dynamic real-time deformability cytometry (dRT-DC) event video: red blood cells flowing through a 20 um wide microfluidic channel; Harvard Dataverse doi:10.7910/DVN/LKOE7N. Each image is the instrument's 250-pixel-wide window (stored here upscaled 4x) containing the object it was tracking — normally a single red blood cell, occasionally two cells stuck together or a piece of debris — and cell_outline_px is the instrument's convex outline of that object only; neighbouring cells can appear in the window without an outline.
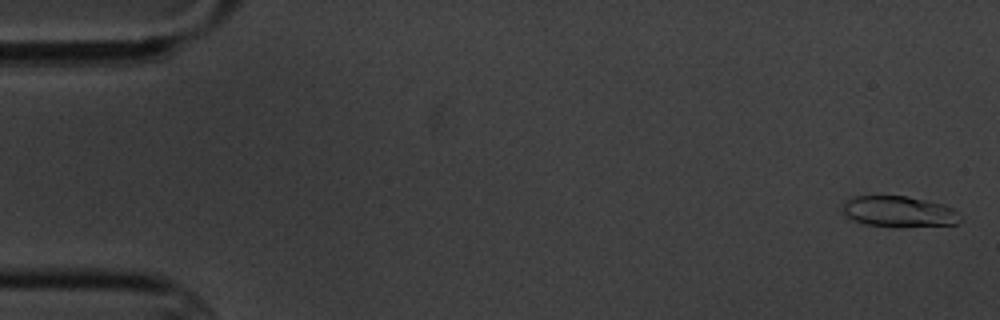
{"species": "common noctule bat (a hibernating species)", "species_latin": "Nyctalus noctula", "temperature_condition": "cold", "stored_images_in_passage": 9, "camera_frame_rate_fps": 3000, "um_per_image_px": 0.085, "animal": {"sex": "male", "body_mass_g": 20.1, "forearm_length_mm": 53.5}, "frame": {"image": 1, "passage_image": 1, "time_ms": 0.0, "image_size_px": [1000, 320], "cell_outline_px": [[960, 220], [956, 224], [896, 228], [868, 224], [852, 220], [844, 216], [844, 204], [848, 200], [856, 196], [908, 196], [944, 204], [952, 208]], "centroid_in_image_um": [76.4, 18.0], "position_along_channel_um": 8.6, "area_um2": 21.15}}
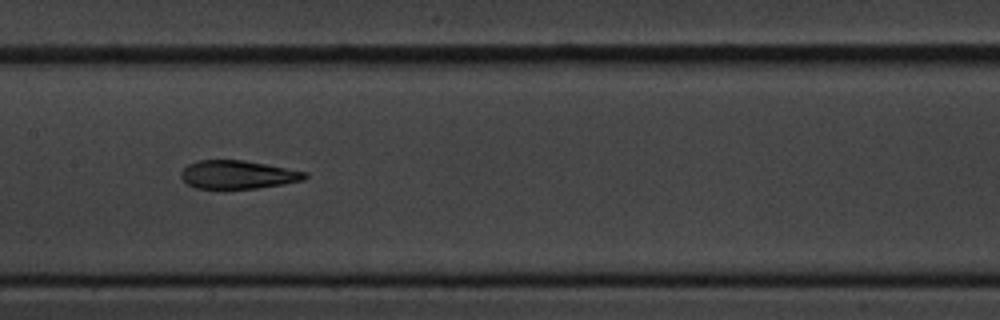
{"frame": {"image": 2, "passage_image": 8, "time_ms": 9.0, "image_size_px": [1000, 320], "cell_outline_px": [[308, 176], [304, 180], [284, 184], [256, 188], [196, 188], [188, 184], [180, 176], [180, 172], [188, 164], [196, 160], [244, 160], [308, 172]], "centroid_in_image_um": [20.22, 14.83], "position_along_channel_um": 187.2, "area_um2": 20.4}}
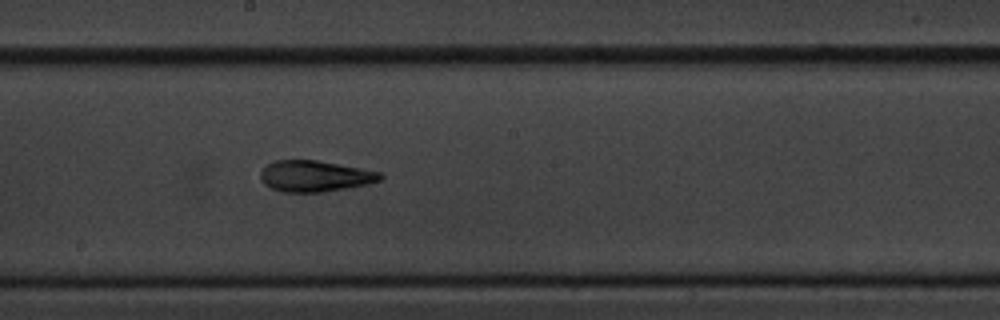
{"frame": {"image": 3, "passage_image": 9, "time_ms": 10.0, "image_size_px": [1000, 320], "cell_outline_px": [[384, 176], [380, 180], [368, 184], [320, 192], [284, 192], [272, 188], [264, 184], [260, 180], [260, 172], [268, 164], [276, 160], [316, 160], [360, 168], [380, 172]], "centroid_in_image_um": [26.74, 14.97], "position_along_channel_um": 221.5, "area_um2": 21.5}}